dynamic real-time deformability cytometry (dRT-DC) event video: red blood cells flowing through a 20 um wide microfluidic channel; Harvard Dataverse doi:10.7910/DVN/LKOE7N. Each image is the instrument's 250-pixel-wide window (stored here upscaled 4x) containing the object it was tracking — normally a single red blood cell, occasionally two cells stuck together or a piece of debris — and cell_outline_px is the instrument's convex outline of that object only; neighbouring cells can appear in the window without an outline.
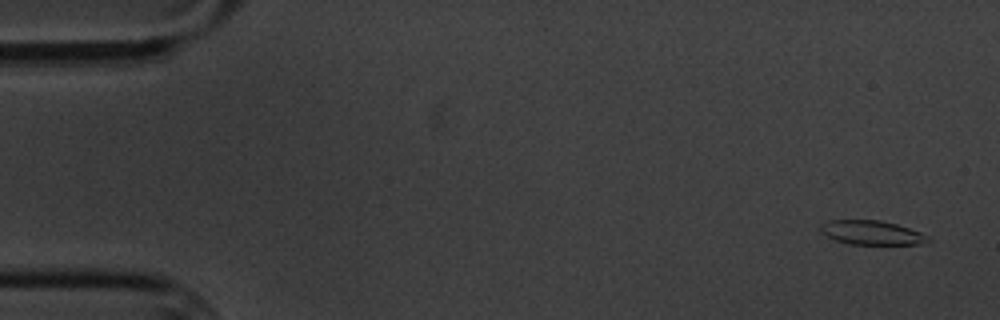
{"species": "common noctule bat (a hibernating species)", "species_latin": "Nyctalus noctula", "temperature_condition": "cold", "stored_images_in_passage": 5, "camera_frame_rate_fps": 3000, "um_per_image_px": 0.085, "animal": {"sex": "male", "body_mass_g": 20.1, "forearm_length_mm": 53.5}, "frame": {"image": 1, "passage_image": 1, "time_ms": 0.0, "image_size_px": [1000, 320], "cell_outline_px": [[932, 240], [920, 244], [848, 244], [836, 240], [820, 232], [820, 224], [828, 220], [880, 220], [896, 224], [920, 232], [928, 236]], "centroid_in_image_um": [74.07, 19.77], "position_along_channel_um": 10.9, "area_um2": 15.09}}